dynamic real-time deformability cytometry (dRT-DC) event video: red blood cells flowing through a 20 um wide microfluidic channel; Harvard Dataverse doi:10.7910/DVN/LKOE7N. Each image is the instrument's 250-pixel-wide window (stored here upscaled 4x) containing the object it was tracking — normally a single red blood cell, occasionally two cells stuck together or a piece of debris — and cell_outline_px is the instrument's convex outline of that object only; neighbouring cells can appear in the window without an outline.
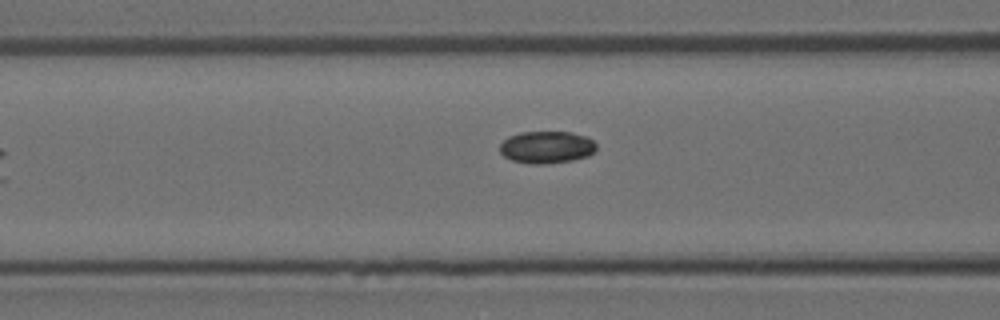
{"species": "Egyptian fruit bat (a non-hibernating species)", "species_latin": "Rousettus aegyptiacus", "temperature_condition": "room temperature", "stored_images_in_passage": 6, "camera_frame_rate_fps": 3000, "um_per_image_px": 0.085, "animal": {"sex": "female"}, "frame": {"image": 1, "passage_image": 5, "time_ms": 1.333, "image_size_px": [1000, 320], "cell_outline_px": [[596, 148], [588, 156], [572, 160], [544, 164], [532, 164], [512, 160], [504, 156], [500, 152], [500, 144], [508, 136], [520, 132], [572, 132], [584, 136], [592, 140], [596, 144]], "centroid_in_image_um": [46.44, 12.51], "position_along_channel_um": 120.2, "area_um2": 18.03}}
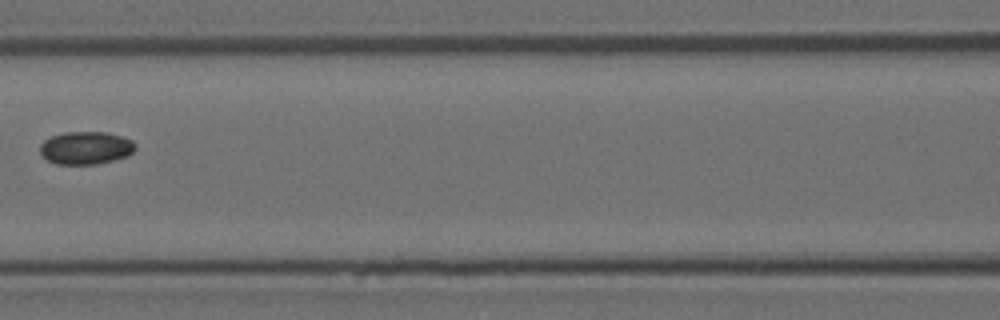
{"frame": {"image": 2, "passage_image": 6, "time_ms": 1.667, "image_size_px": [1000, 320], "cell_outline_px": [[136, 148], [128, 156], [96, 164], [56, 164], [48, 160], [40, 152], [40, 144], [44, 140], [52, 136], [64, 132], [108, 132], [124, 136], [132, 140], [136, 144]], "centroid_in_image_um": [7.32, 12.56], "position_along_channel_um": 159.3, "area_um2": 18.32}}